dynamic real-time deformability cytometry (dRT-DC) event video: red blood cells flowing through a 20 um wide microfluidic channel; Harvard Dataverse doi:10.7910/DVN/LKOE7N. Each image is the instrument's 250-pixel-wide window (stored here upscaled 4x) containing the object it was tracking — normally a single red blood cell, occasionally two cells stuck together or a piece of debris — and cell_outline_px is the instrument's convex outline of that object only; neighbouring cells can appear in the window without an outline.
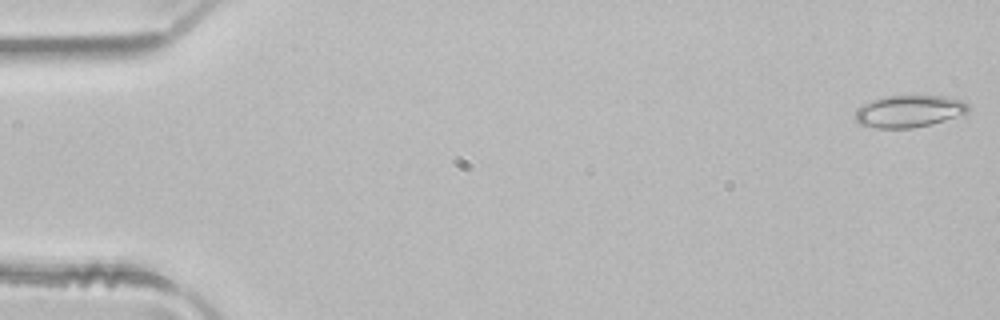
{"species": "common noctule bat (a hibernating species)", "species_latin": "Nyctalus noctula", "temperature_condition": "room temperature", "stored_images_in_passage": 3, "camera_frame_rate_fps": 3000, "um_per_image_px": 0.085, "animal": {"sex": "male", "body_mass_g": 21.5, "forearm_length_mm": 52.0}, "frame": {"image": 1, "passage_image": 1, "time_ms": 0.0, "image_size_px": [1000, 320], "cell_outline_px": [[968, 120], [912, 128], [876, 128], [860, 124], [856, 120], [856, 112], [864, 104], [872, 100], [884, 96], [944, 96], [964, 100], [968, 104]], "centroid_in_image_um": [77.5, 9.49], "position_along_channel_um": 7.5, "area_um2": 22.2}}